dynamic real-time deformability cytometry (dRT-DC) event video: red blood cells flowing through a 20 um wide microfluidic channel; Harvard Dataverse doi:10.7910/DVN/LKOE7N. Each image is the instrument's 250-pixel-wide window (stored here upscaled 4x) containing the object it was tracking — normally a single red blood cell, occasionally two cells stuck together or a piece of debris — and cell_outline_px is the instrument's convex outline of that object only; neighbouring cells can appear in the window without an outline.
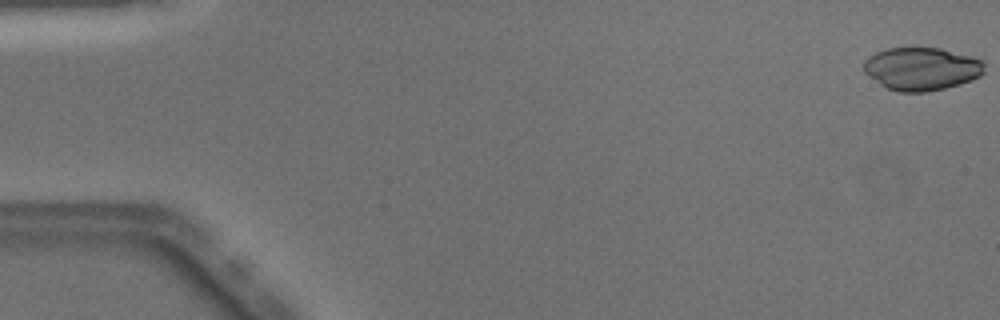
{"species": "Egyptian fruit bat (a non-hibernating species)", "species_latin": "Rousettus aegyptiacus", "temperature_condition": "warm", "stored_images_in_passage": 49, "camera_frame_rate_fps": 3000, "um_per_image_px": 0.085, "animal": {"sex": "male"}, "frame": {"image": 1, "passage_image": 1, "time_ms": 0.0, "image_size_px": [1000, 320], "cell_outline_px": [[984, 72], [980, 76], [972, 80], [960, 84], [944, 88], [924, 92], [896, 92], [880, 84], [864, 72], [864, 60], [868, 56], [876, 52], [888, 48], [940, 48], [984, 60]], "centroid_in_image_um": [78.33, 5.85], "position_along_channel_um": 6.7, "area_um2": 30.17}}
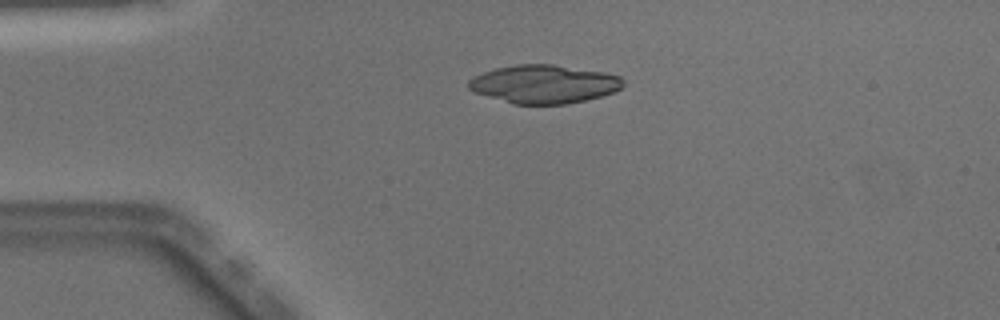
{"frame": {"image": 2, "passage_image": 12, "time_ms": 3.667, "image_size_px": [1000, 320], "cell_outline_px": [[624, 84], [620, 88], [612, 92], [600, 96], [584, 100], [564, 104], [512, 104], [472, 92], [468, 88], [468, 80], [484, 72], [496, 68], [516, 64], [552, 64], [608, 72], [620, 76], [624, 80]], "centroid_in_image_um": [46.23, 7.14], "position_along_channel_um": 38.8, "area_um2": 34.68}}